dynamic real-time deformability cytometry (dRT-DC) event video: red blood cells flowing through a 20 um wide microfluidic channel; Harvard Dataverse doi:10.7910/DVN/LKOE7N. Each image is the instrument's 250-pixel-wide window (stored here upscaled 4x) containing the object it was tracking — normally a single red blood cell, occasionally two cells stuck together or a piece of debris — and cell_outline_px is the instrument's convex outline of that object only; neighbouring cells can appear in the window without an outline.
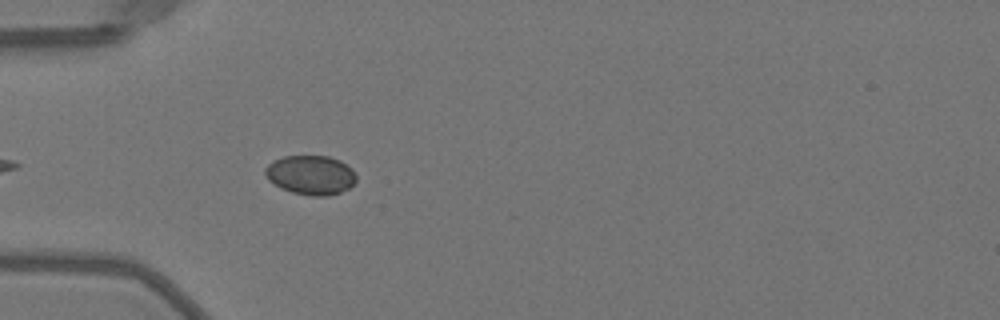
{"species": "Egyptian fruit bat (a non-hibernating species)", "species_latin": "Rousettus aegyptiacus", "temperature_condition": "warm", "stored_images_in_passage": 6, "camera_frame_rate_fps": 3000, "um_per_image_px": 0.085, "animal": {"sex": "female"}, "frame": {"image": 1, "passage_image": 4, "time_ms": 1.0, "image_size_px": [1000, 320], "cell_outline_px": [[356, 180], [348, 188], [340, 192], [328, 196], [312, 196], [292, 192], [280, 188], [268, 180], [264, 172], [264, 168], [272, 160], [284, 156], [328, 156], [340, 160], [352, 168], [356, 176]], "centroid_in_image_um": [26.39, 14.87], "position_along_channel_um": 58.6, "area_um2": 20.98}}